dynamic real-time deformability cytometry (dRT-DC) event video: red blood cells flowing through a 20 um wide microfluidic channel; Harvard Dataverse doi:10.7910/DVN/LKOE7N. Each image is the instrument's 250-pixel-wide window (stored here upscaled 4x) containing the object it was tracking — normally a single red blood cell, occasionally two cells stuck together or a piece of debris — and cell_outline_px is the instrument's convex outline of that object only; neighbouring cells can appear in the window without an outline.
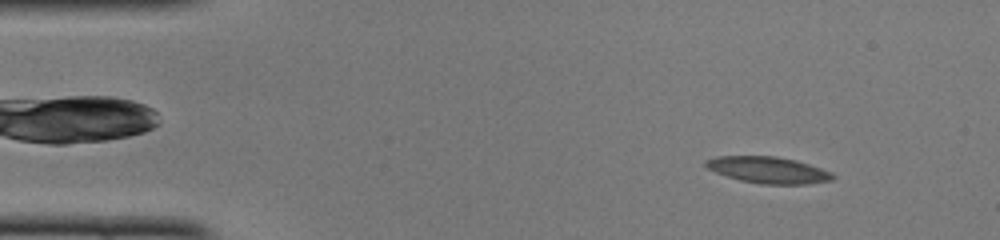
{"species": "common noctule bat (a hibernating species)", "species_latin": "Nyctalus noctula", "temperature_condition": "cold", "stored_images_in_passage": 49, "camera_frame_rate_fps": 3000, "um_per_image_px": 0.085, "animal": {"sex": "female", "body_mass_g": 22.0, "forearm_length_mm": 56.7}, "frame": {"image": 1, "passage_image": 5, "time_ms": 1.333, "image_size_px": [1000, 240], "cell_outline_px": [[836, 176], [832, 180], [808, 184], [760, 184], [740, 180], [716, 172], [708, 168], [704, 164], [704, 160], [716, 156], [776, 156], [796, 160], [832, 172]], "centroid_in_image_um": [65.3, 14.44], "position_along_channel_um": 19.7, "area_um2": 19.59}}
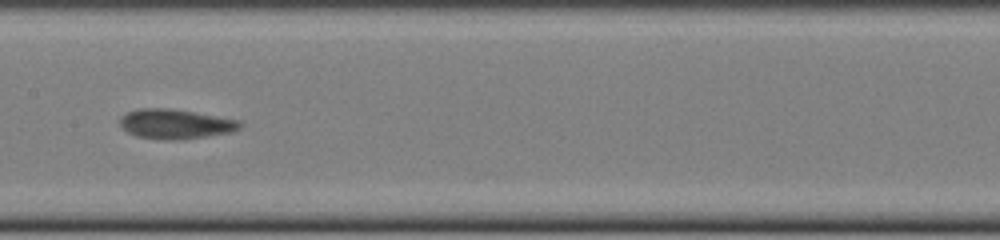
{"frame": {"image": 2, "passage_image": 24, "time_ms": 7.667, "image_size_px": [1000, 240], "cell_outline_px": [[240, 128], [232, 132], [180, 140], [164, 140], [136, 136], [128, 132], [120, 124], [120, 116], [128, 112], [140, 108], [168, 108], [240, 120]], "centroid_in_image_um": [14.89, 10.54], "position_along_channel_um": 192.5, "area_um2": 20.58}}
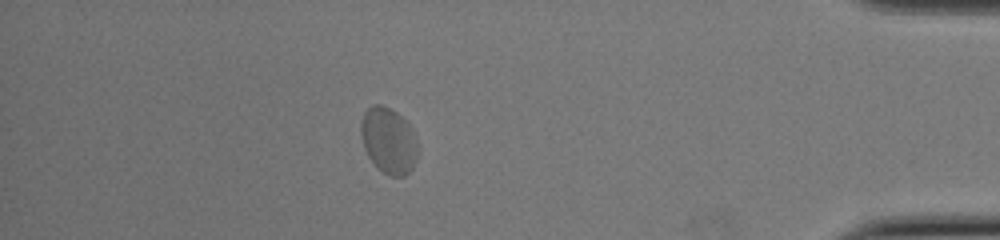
{"frame": {"image": 3, "passage_image": 43, "time_ms": 14.0, "image_size_px": [1000, 240], "cell_outline_px": [[416, 156], [412, 168], [404, 176], [388, 176], [376, 168], [368, 156], [364, 148], [360, 136], [360, 120], [364, 112], [372, 104], [380, 104], [396, 112], [408, 124], [412, 132], [416, 144]], "centroid_in_image_um": [32.96, 11.96], "position_along_channel_um": 402.2, "area_um2": 21.73}, "authors_computed_cell_mechanics": {"area_um2": 20.23, "velocity_mm_per_s": 4.0096, "shape_relaxation_time_tau1_ms": 3.7439, "shape_relaxation_time_tau2_ms": 1.4197, "deformation_change_tau1": 0.1098, "deformation_change_tau2": 0.0582}}